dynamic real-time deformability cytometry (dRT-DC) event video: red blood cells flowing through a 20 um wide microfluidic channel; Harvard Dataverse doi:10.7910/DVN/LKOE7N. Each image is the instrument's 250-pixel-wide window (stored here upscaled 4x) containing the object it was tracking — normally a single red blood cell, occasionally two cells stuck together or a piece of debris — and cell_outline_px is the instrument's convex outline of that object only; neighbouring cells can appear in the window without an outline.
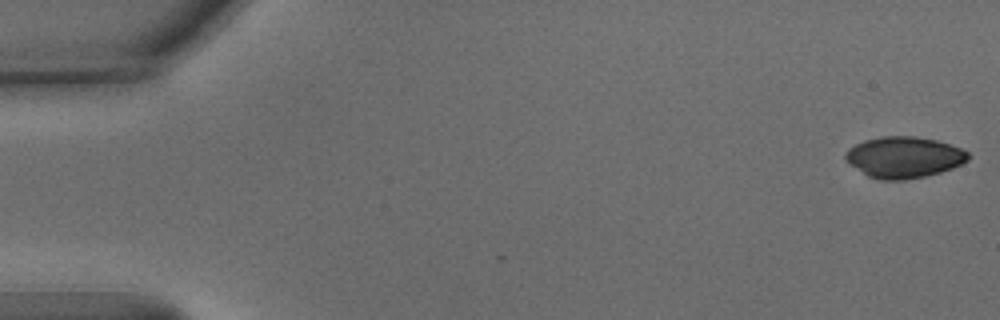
{"species": "common noctule bat (a hibernating species)", "species_latin": "Nyctalus noctula", "temperature_condition": "warm", "stored_images_in_passage": 53, "camera_frame_rate_fps": 3000, "um_per_image_px": 0.085, "animal": {"sex": "male", "body_mass_g": 15.6}, "frame": {"image": 1, "passage_image": 1, "time_ms": 0.0, "image_size_px": [1000, 320], "cell_outline_px": [[968, 160], [952, 168], [940, 172], [924, 176], [904, 180], [880, 180], [868, 176], [844, 160], [844, 156], [848, 148], [864, 140], [884, 136], [916, 136], [936, 140], [960, 148], [968, 152]], "centroid_in_image_um": [76.8, 13.36], "position_along_channel_um": 8.2, "area_um2": 29.3}}
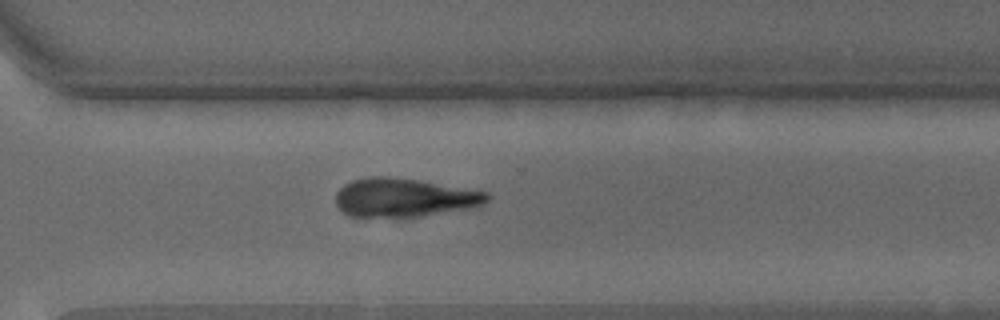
{"frame": {"image": 2, "passage_image": 38, "time_ms": 12.333, "image_size_px": [1000, 320], "cell_outline_px": [[492, 196], [484, 204], [468, 208], [404, 220], [400, 220], [348, 216], [336, 204], [336, 192], [344, 184], [352, 180], [368, 176], [384, 176], [420, 180], [488, 192]], "centroid_in_image_um": [34.33, 16.84], "position_along_channel_um": 336.3, "area_um2": 35.2}}
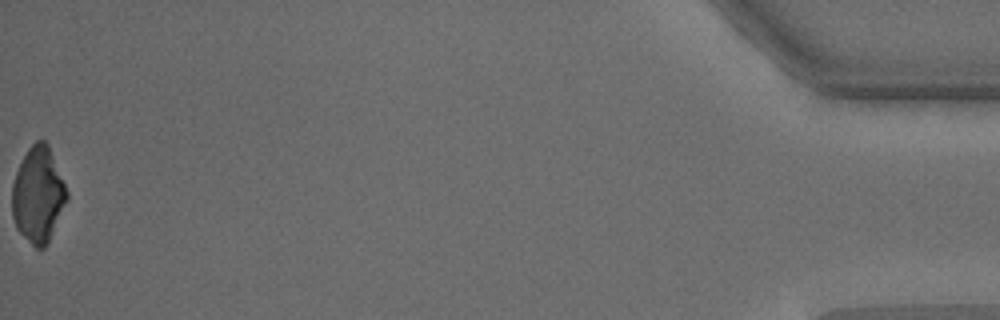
{"frame": {"image": 3, "passage_image": 53, "time_ms": 17.333, "image_size_px": [1000, 320], "cell_outline_px": [[68, 200], [48, 244], [44, 248], [36, 248], [16, 228], [12, 216], [12, 184], [16, 172], [28, 148], [36, 140], [44, 140], [48, 144], [68, 192]], "centroid_in_image_um": [3.25, 16.58], "position_along_channel_um": 432.0, "area_um2": 30.52}}